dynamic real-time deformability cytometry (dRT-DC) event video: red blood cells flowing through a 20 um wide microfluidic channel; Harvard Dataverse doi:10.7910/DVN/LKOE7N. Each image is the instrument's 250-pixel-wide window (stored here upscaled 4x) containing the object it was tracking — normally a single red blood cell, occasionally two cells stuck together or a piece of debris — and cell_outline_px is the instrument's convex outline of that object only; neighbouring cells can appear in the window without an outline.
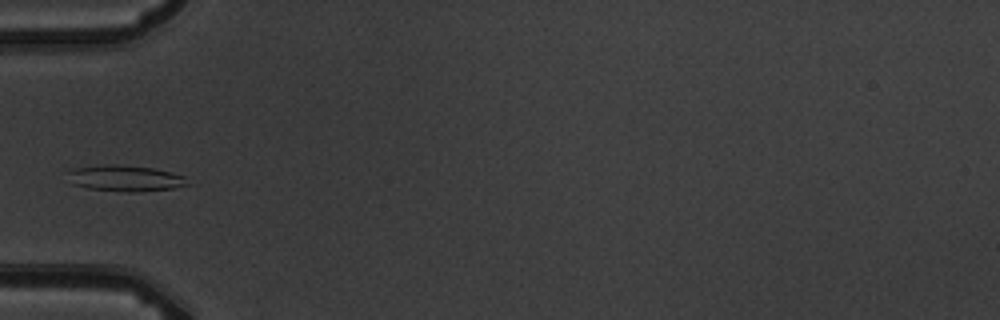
{"species": "common noctule bat (a hibernating species)", "species_latin": "Nyctalus noctula", "temperature_condition": "warm", "stored_images_in_passage": 5, "camera_frame_rate_fps": 3000, "um_per_image_px": 0.085, "animal": {"sex": "male", "body_mass_g": 19.5, "forearm_length_mm": 54.6}, "frame": {"image": 1, "passage_image": 5, "time_ms": 4.333, "image_size_px": [1000, 320], "cell_outline_px": [[196, 184], [172, 188], [136, 192], [128, 192], [88, 188], [72, 184], [64, 172], [72, 168], [112, 164], [152, 168], [184, 176]], "centroid_in_image_um": [10.64, 15.16], "position_along_channel_um": 74.4, "area_um2": 18.32}}